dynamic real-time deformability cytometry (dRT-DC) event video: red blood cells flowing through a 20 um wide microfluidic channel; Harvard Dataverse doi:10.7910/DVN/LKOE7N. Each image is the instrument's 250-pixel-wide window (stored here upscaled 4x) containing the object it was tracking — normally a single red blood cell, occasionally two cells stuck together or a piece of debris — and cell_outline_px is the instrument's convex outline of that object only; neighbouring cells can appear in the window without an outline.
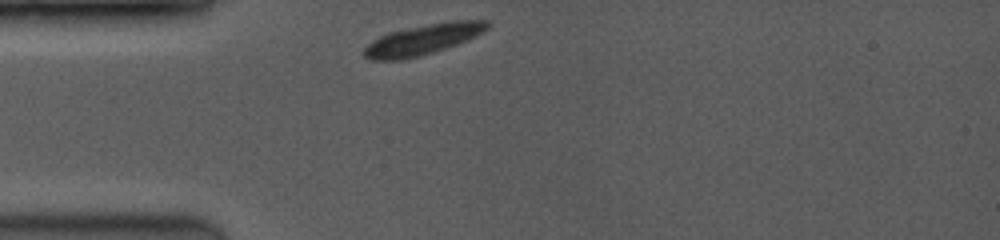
{"species": "common noctule bat (a hibernating species)", "species_latin": "Nyctalus noctula", "temperature_condition": "room temperature", "stored_images_in_passage": 35, "camera_frame_rate_fps": 3500, "um_per_image_px": 0.085, "animal": {"sex": "female", "body_mass_g": 19.0, "forearm_length_mm": 53.3}, "frame": {"image": 1, "passage_image": 1, "time_ms": 0.0, "image_size_px": [1000, 240], "cell_outline_px": [[492, 24], [484, 32], [476, 36], [456, 44], [420, 56], [400, 60], [368, 60], [360, 52], [372, 40], [388, 32], [448, 20], [488, 20]], "centroid_in_image_um": [35.94, 3.35], "position_along_channel_um": 49.1, "area_um2": 22.02}}
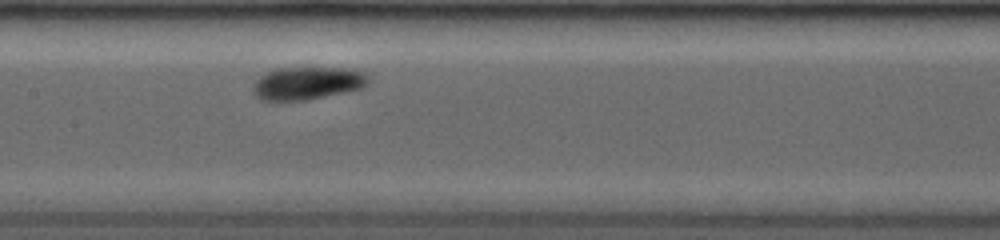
{"frame": {"image": 2, "passage_image": 14, "time_ms": 3.714, "image_size_px": [1000, 240], "cell_outline_px": [[368, 84], [360, 88], [344, 92], [304, 100], [260, 100], [256, 96], [252, 88], [256, 80], [260, 76], [276, 68], [340, 68], [364, 72], [368, 76]], "centroid_in_image_um": [26.1, 7.07], "position_along_channel_um": 181.3, "area_um2": 21.68}}
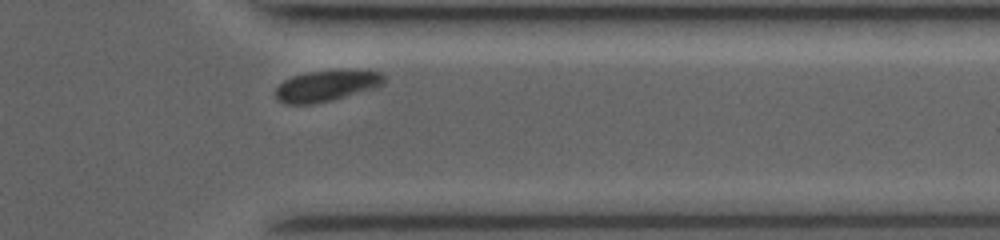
{"frame": {"image": 3, "passage_image": 32, "time_ms": 8.857, "image_size_px": [1000, 240], "cell_outline_px": [[384, 84], [376, 88], [332, 100], [312, 104], [284, 104], [276, 100], [276, 88], [284, 80], [292, 76], [304, 72], [340, 68], [368, 68], [380, 72], [384, 76]], "centroid_in_image_um": [27.81, 7.24], "position_along_channel_um": 383.6, "area_um2": 20.58}, "authors_computed_cell_mechanics": {"area_um2": 20.9236, "velocity_mm_per_s": 3.9068, "shape_relaxation_time_tau1_ms": 1.541, "shape_relaxation_time_tau2_ms": null, "deformation_change_tau1": 0.0807, "deformation_change_tau2": null}}